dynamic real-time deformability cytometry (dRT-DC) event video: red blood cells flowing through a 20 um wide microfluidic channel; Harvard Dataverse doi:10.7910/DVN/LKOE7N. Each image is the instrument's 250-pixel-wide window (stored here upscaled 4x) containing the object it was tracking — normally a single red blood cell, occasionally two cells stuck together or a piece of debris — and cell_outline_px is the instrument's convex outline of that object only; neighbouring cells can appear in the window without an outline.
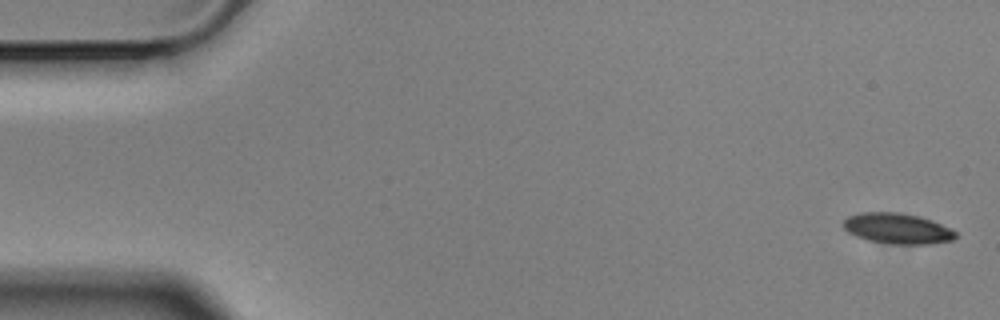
{"species": "Egyptian fruit bat (a non-hibernating species)", "species_latin": "Rousettus aegyptiacus", "temperature_condition": "cold", "stored_images_in_passage": 5, "camera_frame_rate_fps": 3000, "um_per_image_px": 0.085, "animal": {"sex": "male"}, "frame": {"image": 1, "passage_image": 1, "time_ms": 0.0, "image_size_px": [1000, 320], "cell_outline_px": [[956, 236], [952, 240], [924, 244], [892, 244], [868, 240], [856, 236], [848, 232], [844, 228], [844, 220], [848, 216], [860, 212], [900, 212], [920, 216], [932, 220], [956, 232]], "centroid_in_image_um": [76.25, 19.41], "position_along_channel_um": 8.8, "area_um2": 19.88}}
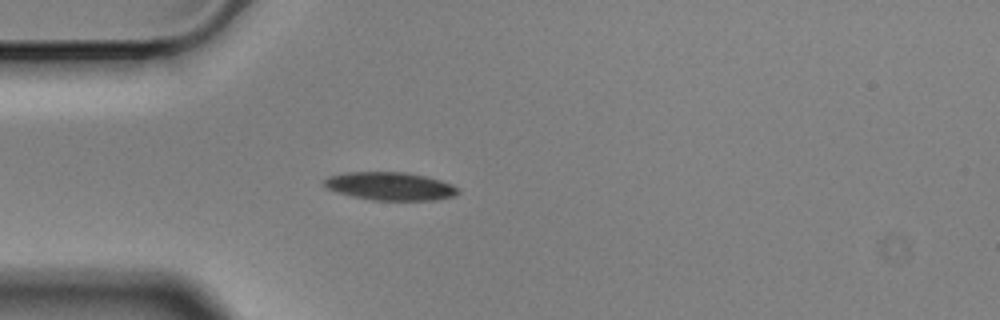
{"frame": {"image": 2, "passage_image": 5, "time_ms": 1.333, "image_size_px": [1000, 320], "cell_outline_px": [[460, 192], [452, 196], [436, 200], [372, 200], [352, 196], [328, 188], [324, 184], [324, 180], [328, 176], [344, 172], [404, 172], [428, 176], [452, 184], [460, 188]], "centroid_in_image_um": [33.2, 15.82], "position_along_channel_um": 51.8, "area_um2": 21.91}}